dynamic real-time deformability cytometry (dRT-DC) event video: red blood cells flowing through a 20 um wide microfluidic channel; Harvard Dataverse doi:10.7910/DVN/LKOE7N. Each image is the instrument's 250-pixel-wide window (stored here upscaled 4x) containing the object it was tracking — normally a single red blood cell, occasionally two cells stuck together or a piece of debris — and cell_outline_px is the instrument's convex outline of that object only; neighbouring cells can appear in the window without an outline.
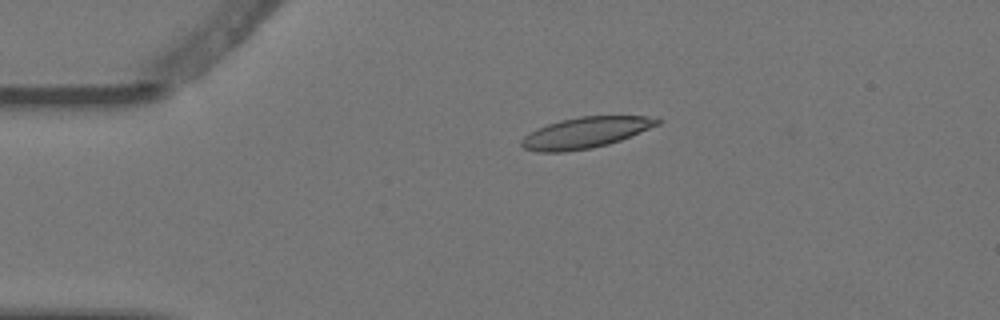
{"species": "Egyptian fruit bat (a non-hibernating species)", "species_latin": "Rousettus aegyptiacus", "temperature_condition": "warm", "stored_images_in_passage": 2, "camera_frame_rate_fps": 3000, "um_per_image_px": 0.085, "animal": {"sex": "female"}, "frame": {"image": 1, "passage_image": 1, "time_ms": 0.0, "image_size_px": [1000, 320], "cell_outline_px": [[660, 124], [620, 140], [608, 144], [592, 148], [564, 152], [536, 152], [524, 148], [520, 144], [520, 140], [524, 136], [536, 128], [560, 120], [580, 116], [648, 116], [660, 120]], "centroid_in_image_um": [49.72, 11.28], "position_along_channel_um": 35.3, "area_um2": 24.45}}